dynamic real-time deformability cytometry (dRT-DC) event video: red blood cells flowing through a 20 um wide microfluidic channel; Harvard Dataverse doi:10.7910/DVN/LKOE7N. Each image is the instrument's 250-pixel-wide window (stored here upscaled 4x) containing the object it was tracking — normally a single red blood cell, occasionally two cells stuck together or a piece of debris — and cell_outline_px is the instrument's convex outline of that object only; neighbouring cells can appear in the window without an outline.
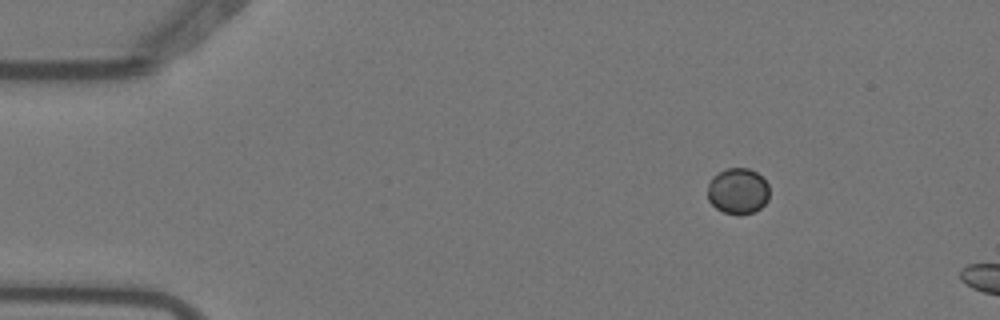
{"species": "Egyptian fruit bat (a non-hibernating species)", "species_latin": "Rousettus aegyptiacus", "temperature_condition": "warm", "stored_images_in_passage": 3, "camera_frame_rate_fps": 3000, "um_per_image_px": 0.085, "animal": {"sex": "female"}, "frame": {"image": 1, "passage_image": 2, "time_ms": 0.333, "image_size_px": [1000, 320], "cell_outline_px": [[768, 200], [760, 208], [752, 212], [724, 212], [716, 208], [708, 200], [708, 184], [712, 176], [728, 168], [748, 168], [756, 172], [768, 184]], "centroid_in_image_um": [62.71, 16.2], "position_along_channel_um": 22.3, "area_um2": 16.13}}